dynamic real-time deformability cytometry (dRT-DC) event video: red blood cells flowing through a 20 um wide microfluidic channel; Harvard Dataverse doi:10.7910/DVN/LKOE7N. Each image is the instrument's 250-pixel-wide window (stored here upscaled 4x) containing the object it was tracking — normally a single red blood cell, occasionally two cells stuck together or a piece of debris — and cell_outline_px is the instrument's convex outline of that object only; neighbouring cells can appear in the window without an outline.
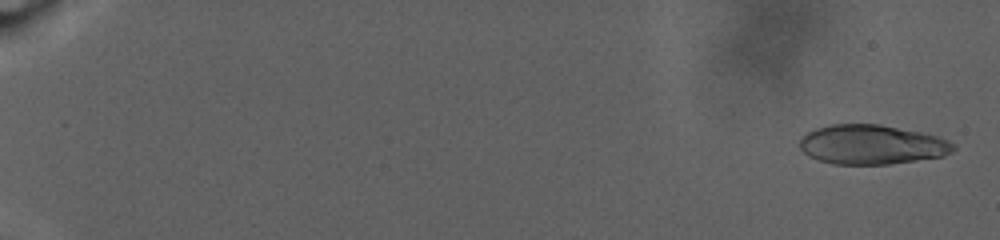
{"species": "human", "species_latin": "Homo sapiens", "temperature_condition": "warm", "stored_images_in_passage": 90, "camera_frame_rate_fps": 3000, "um_per_image_px": 0.085, "donor": {"sex": "male"}, "frame": {"image": 1, "passage_image": 3, "time_ms": 0.667, "image_size_px": [1000, 240], "cell_outline_px": [[956, 148], [952, 152], [944, 156], [888, 164], [832, 164], [808, 156], [800, 148], [800, 140], [808, 132], [816, 128], [832, 124], [880, 124], [920, 132], [936, 136], [948, 140], [956, 144]], "centroid_in_image_um": [74.12, 12.29], "position_along_channel_um": 10.9, "area_um2": 35.26}}
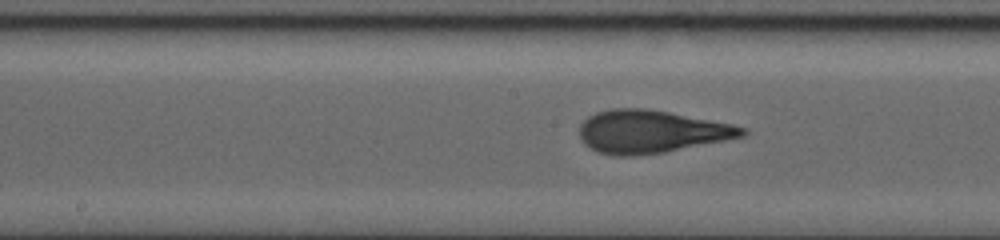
{"frame": {"image": 2, "passage_image": 52, "time_ms": 17.0, "image_size_px": [1000, 240], "cell_outline_px": [[748, 132], [744, 136], [664, 152], [632, 156], [616, 156], [600, 152], [584, 144], [580, 140], [580, 124], [588, 116], [596, 112], [612, 108], [644, 108], [668, 112], [732, 124], [744, 128]], "centroid_in_image_um": [55.3, 11.18], "position_along_channel_um": 192.9, "area_um2": 40.23}}
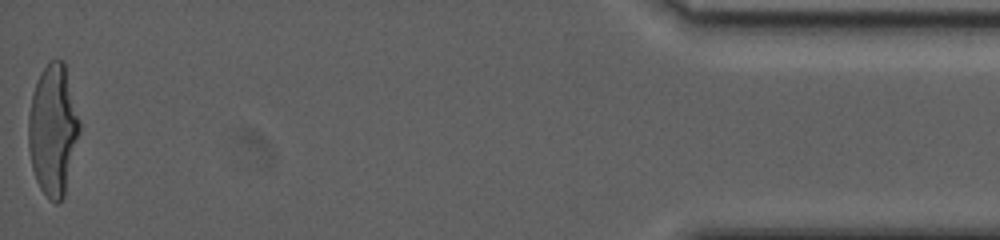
{"frame": {"image": 3, "passage_image": 90, "time_ms": 29.667, "image_size_px": [1000, 240], "cell_outline_px": [[80, 132], [64, 196], [56, 204], [48, 200], [40, 188], [36, 180], [32, 168], [28, 148], [28, 116], [32, 92], [40, 72], [52, 60], [64, 60], [80, 120]], "centroid_in_image_um": [4.5, 11.05], "position_along_channel_um": 430.7, "area_um2": 39.25}, "authors_computed_cell_mechanics": {"area_um2": 38.4659, "velocity_mm_per_s": 2.4621, "shape_relaxation_time_tau1_ms": 8.8381, "shape_relaxation_time_tau2_ms": 1.2829, "deformation_change_tau1": 0.2826, "deformation_change_tau2": 0.0826}}